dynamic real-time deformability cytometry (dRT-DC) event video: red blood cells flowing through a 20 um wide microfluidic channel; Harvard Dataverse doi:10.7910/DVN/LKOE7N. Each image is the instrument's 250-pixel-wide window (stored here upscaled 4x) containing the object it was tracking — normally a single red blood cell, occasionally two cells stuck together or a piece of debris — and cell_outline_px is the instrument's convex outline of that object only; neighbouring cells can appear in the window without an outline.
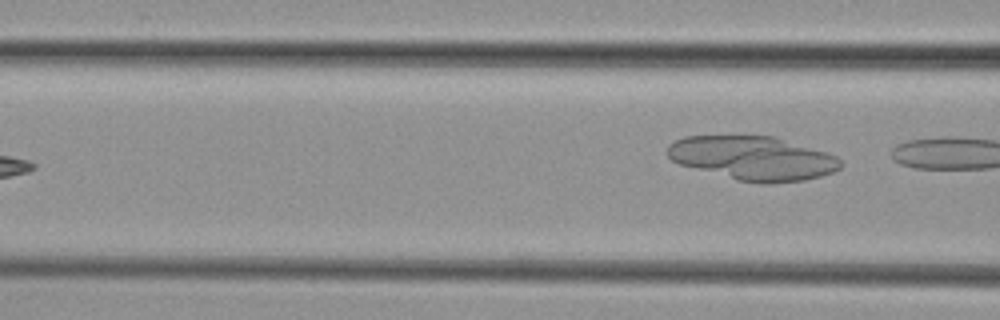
{"species": "common noctule bat (a hibernating species)", "species_latin": "Nyctalus noctula", "temperature_condition": "cold", "stored_images_in_passage": 6, "camera_frame_rate_fps": 3000, "um_per_image_px": 0.085, "animal": {"sex": "female", "body_mass_g": 29.2, "forearm_length_mm": 56.3}, "frame": {"image": 1, "passage_image": 6, "time_ms": 7.0, "image_size_px": [1000, 320], "cell_outline_px": [[844, 164], [840, 168], [832, 172], [820, 176], [804, 180], [768, 184], [760, 184], [740, 180], [680, 164], [672, 160], [664, 152], [668, 144], [684, 136], [772, 136], [828, 152], [836, 156]], "centroid_in_image_um": [64.01, 13.44], "position_along_channel_um": 102.6, "area_um2": 44.16}}